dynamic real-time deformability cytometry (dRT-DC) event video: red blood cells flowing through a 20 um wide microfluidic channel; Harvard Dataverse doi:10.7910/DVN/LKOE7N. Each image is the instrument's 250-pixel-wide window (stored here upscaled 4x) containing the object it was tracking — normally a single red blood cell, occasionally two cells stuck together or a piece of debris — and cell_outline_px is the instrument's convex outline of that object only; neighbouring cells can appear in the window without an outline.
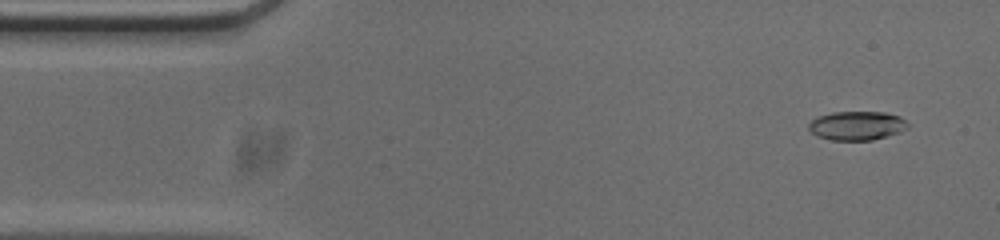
{"species": "common noctule bat (a hibernating species)", "species_latin": "Nyctalus noctula", "temperature_condition": "cold", "stored_images_in_passage": 52, "camera_frame_rate_fps": 3000, "um_per_image_px": 0.085, "animal": {"sex": "male", "body_mass_g": 20.0, "forearm_length_mm": 53.3}, "frame": {"image": 1, "passage_image": 3, "time_ms": 0.667, "image_size_px": [1000, 240], "cell_outline_px": [[908, 128], [900, 132], [872, 140], [832, 140], [816, 136], [808, 128], [808, 124], [816, 116], [832, 112], [884, 112], [900, 116], [908, 124]], "centroid_in_image_um": [72.81, 10.67], "position_along_channel_um": 12.2, "area_um2": 16.76}}
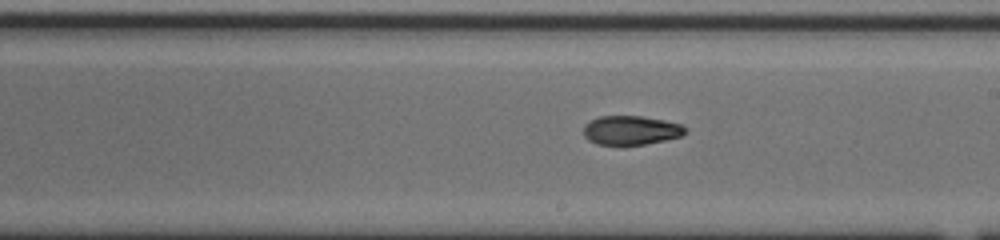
{"frame": {"image": 2, "passage_image": 28, "time_ms": 9.0, "image_size_px": [1000, 240], "cell_outline_px": [[688, 132], [680, 136], [664, 140], [644, 144], [596, 144], [588, 140], [584, 136], [584, 124], [600, 116], [640, 116], [664, 120], [680, 124], [688, 128]], "centroid_in_image_um": [53.64, 11.06], "position_along_channel_um": 235.4, "area_um2": 17.11}}
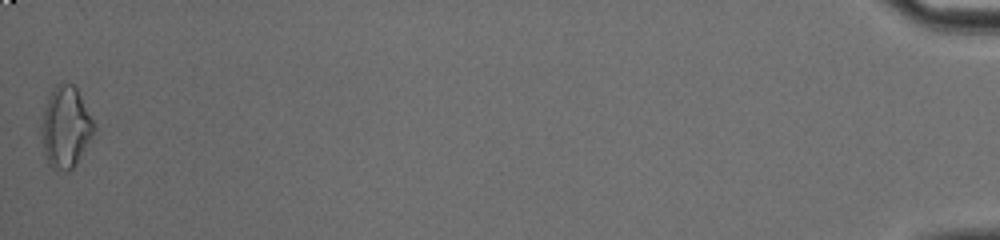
{"frame": {"image": 3, "passage_image": 52, "time_ms": 17.0, "image_size_px": [1000, 240], "cell_outline_px": [[92, 132], [76, 164], [68, 172], [56, 172], [48, 164], [44, 152], [40, 132], [44, 108], [48, 96], [56, 84], [72, 84], [76, 88], [92, 120]], "centroid_in_image_um": [5.51, 10.85], "position_along_channel_um": 429.7, "area_um2": 24.28}, "authors_computed_cell_mechanics": {"area_um2": 17.9758, "velocity_mm_per_s": 3.8, "shape_relaxation_time_tau1_ms": null, "shape_relaxation_time_tau2_ms": 5.8896, "deformation_change_tau1": null, "deformation_change_tau2": 0.1229}}